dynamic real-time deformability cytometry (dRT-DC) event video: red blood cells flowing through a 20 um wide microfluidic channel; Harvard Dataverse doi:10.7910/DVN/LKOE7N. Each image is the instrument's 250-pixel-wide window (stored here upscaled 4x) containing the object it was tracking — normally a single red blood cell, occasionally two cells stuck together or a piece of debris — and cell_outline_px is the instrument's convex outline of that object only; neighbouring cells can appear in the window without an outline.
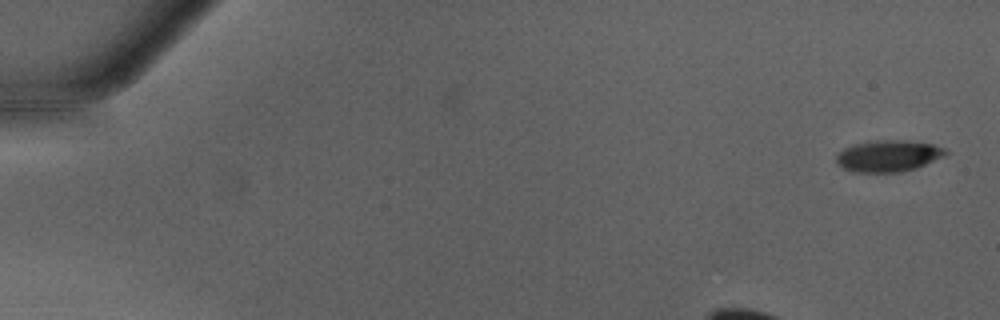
{"species": "Egyptian fruit bat (a non-hibernating species)", "species_latin": "Rousettus aegyptiacus", "temperature_condition": "warm", "stored_images_in_passage": 15, "camera_frame_rate_fps": 3000, "um_per_image_px": 0.085, "animal": {"sex": "male"}, "frame": {"image": 1, "passage_image": 1, "time_ms": 0.0, "image_size_px": [1000, 320], "cell_outline_px": [[948, 152], [944, 156], [916, 168], [900, 172], [852, 172], [836, 164], [836, 152], [844, 148], [856, 144], [876, 140], [908, 140], [932, 144], [944, 148]], "centroid_in_image_um": [75.47, 13.25], "position_along_channel_um": 9.5, "area_um2": 20.11}}
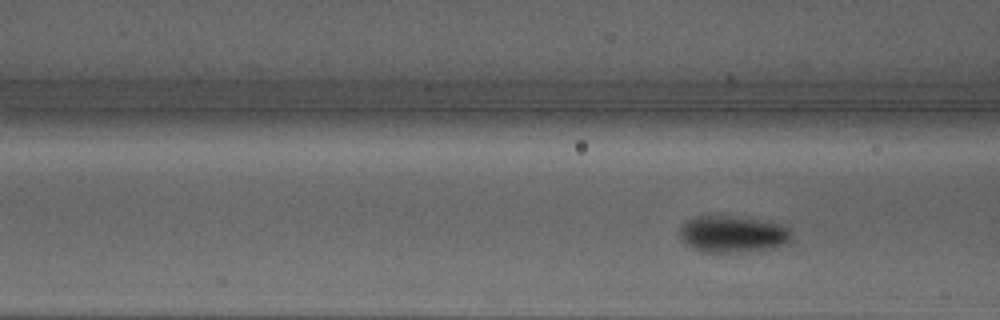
{"frame": {"image": 2, "passage_image": 15, "time_ms": 4.667, "image_size_px": [1000, 320], "cell_outline_px": [[792, 240], [788, 244], [780, 248], [740, 252], [704, 252], [692, 248], [680, 236], [680, 224], [684, 220], [692, 216], [720, 216], [756, 220], [780, 224], [788, 228], [792, 236]], "centroid_in_image_um": [62.29, 19.92], "position_along_channel_um": 104.3, "area_um2": 23.99}}